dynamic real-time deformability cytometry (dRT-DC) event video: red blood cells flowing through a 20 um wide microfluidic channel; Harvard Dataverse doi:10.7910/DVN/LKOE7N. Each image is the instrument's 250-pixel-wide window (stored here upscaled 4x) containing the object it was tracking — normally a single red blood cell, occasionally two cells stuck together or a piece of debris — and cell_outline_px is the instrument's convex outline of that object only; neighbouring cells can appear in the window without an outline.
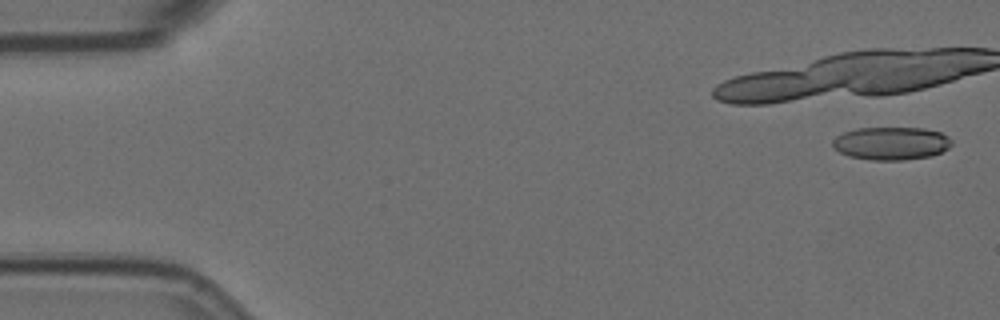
{"species": "Egyptian fruit bat (a non-hibernating species)", "species_latin": "Rousettus aegyptiacus", "temperature_condition": "room temperature", "stored_images_in_passage": 4, "camera_frame_rate_fps": 3000, "um_per_image_px": 0.085, "animal": {"sex": "female"}, "frame": {"image": 1, "passage_image": 1, "time_ms": 0.0, "image_size_px": [1000, 320], "cell_outline_px": [[952, 144], [948, 148], [932, 156], [904, 160], [868, 160], [848, 156], [840, 152], [832, 144], [832, 140], [836, 136], [844, 132], [856, 128], [924, 128], [940, 132], [948, 136], [952, 140]], "centroid_in_image_um": [75.76, 12.19], "position_along_channel_um": 9.2, "area_um2": 23.0}}